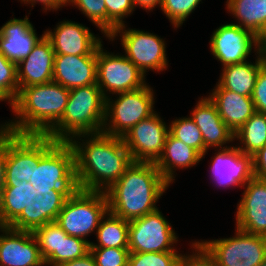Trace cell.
Instances as JSON below:
<instances>
[{"mask_svg": "<svg viewBox=\"0 0 266 266\" xmlns=\"http://www.w3.org/2000/svg\"><path fill=\"white\" fill-rule=\"evenodd\" d=\"M169 125V133L186 145L196 149L204 157V141L199 128L191 117L175 119Z\"/></svg>", "mask_w": 266, "mask_h": 266, "instance_id": "31", "label": "cell"}, {"mask_svg": "<svg viewBox=\"0 0 266 266\" xmlns=\"http://www.w3.org/2000/svg\"><path fill=\"white\" fill-rule=\"evenodd\" d=\"M169 183L155 163L135 162L105 191L112 214L131 221L156 211V202Z\"/></svg>", "mask_w": 266, "mask_h": 266, "instance_id": "2", "label": "cell"}, {"mask_svg": "<svg viewBox=\"0 0 266 266\" xmlns=\"http://www.w3.org/2000/svg\"><path fill=\"white\" fill-rule=\"evenodd\" d=\"M33 186L27 181L3 183L0 189V214L4 226H10L25 207L35 203L37 196Z\"/></svg>", "mask_w": 266, "mask_h": 266, "instance_id": "27", "label": "cell"}, {"mask_svg": "<svg viewBox=\"0 0 266 266\" xmlns=\"http://www.w3.org/2000/svg\"><path fill=\"white\" fill-rule=\"evenodd\" d=\"M254 177L266 179V145L253 155Z\"/></svg>", "mask_w": 266, "mask_h": 266, "instance_id": "42", "label": "cell"}, {"mask_svg": "<svg viewBox=\"0 0 266 266\" xmlns=\"http://www.w3.org/2000/svg\"><path fill=\"white\" fill-rule=\"evenodd\" d=\"M54 57L52 43L44 35L33 47L32 52L17 64L19 90L52 82Z\"/></svg>", "mask_w": 266, "mask_h": 266, "instance_id": "21", "label": "cell"}, {"mask_svg": "<svg viewBox=\"0 0 266 266\" xmlns=\"http://www.w3.org/2000/svg\"><path fill=\"white\" fill-rule=\"evenodd\" d=\"M4 160H5V130L3 128H0V189L3 186Z\"/></svg>", "mask_w": 266, "mask_h": 266, "instance_id": "45", "label": "cell"}, {"mask_svg": "<svg viewBox=\"0 0 266 266\" xmlns=\"http://www.w3.org/2000/svg\"><path fill=\"white\" fill-rule=\"evenodd\" d=\"M118 95L119 97L113 103L110 98L105 99V119L102 132L122 138L133 126L155 113L153 110L155 101L153 90L148 85Z\"/></svg>", "mask_w": 266, "mask_h": 266, "instance_id": "8", "label": "cell"}, {"mask_svg": "<svg viewBox=\"0 0 266 266\" xmlns=\"http://www.w3.org/2000/svg\"><path fill=\"white\" fill-rule=\"evenodd\" d=\"M0 231V266H45L38 242L32 231L9 226Z\"/></svg>", "mask_w": 266, "mask_h": 266, "instance_id": "16", "label": "cell"}, {"mask_svg": "<svg viewBox=\"0 0 266 266\" xmlns=\"http://www.w3.org/2000/svg\"><path fill=\"white\" fill-rule=\"evenodd\" d=\"M107 7V37L119 26L124 25L123 18L135 8L133 0H105ZM125 16V17H124Z\"/></svg>", "mask_w": 266, "mask_h": 266, "instance_id": "37", "label": "cell"}, {"mask_svg": "<svg viewBox=\"0 0 266 266\" xmlns=\"http://www.w3.org/2000/svg\"><path fill=\"white\" fill-rule=\"evenodd\" d=\"M177 238L173 228L158 209L129 221L130 253L177 252L171 247L178 241Z\"/></svg>", "mask_w": 266, "mask_h": 266, "instance_id": "10", "label": "cell"}, {"mask_svg": "<svg viewBox=\"0 0 266 266\" xmlns=\"http://www.w3.org/2000/svg\"><path fill=\"white\" fill-rule=\"evenodd\" d=\"M201 0H162L161 9L173 26L179 27Z\"/></svg>", "mask_w": 266, "mask_h": 266, "instance_id": "35", "label": "cell"}, {"mask_svg": "<svg viewBox=\"0 0 266 266\" xmlns=\"http://www.w3.org/2000/svg\"><path fill=\"white\" fill-rule=\"evenodd\" d=\"M227 9L243 29L261 39L266 31V0H227Z\"/></svg>", "mask_w": 266, "mask_h": 266, "instance_id": "28", "label": "cell"}, {"mask_svg": "<svg viewBox=\"0 0 266 266\" xmlns=\"http://www.w3.org/2000/svg\"><path fill=\"white\" fill-rule=\"evenodd\" d=\"M106 216L95 230L99 244L91 242L90 248H128L129 221L111 212H107Z\"/></svg>", "mask_w": 266, "mask_h": 266, "instance_id": "29", "label": "cell"}, {"mask_svg": "<svg viewBox=\"0 0 266 266\" xmlns=\"http://www.w3.org/2000/svg\"><path fill=\"white\" fill-rule=\"evenodd\" d=\"M145 75L126 57L97 49V85L105 99L106 92L119 94L144 87ZM106 89V90H105ZM106 91V92H105Z\"/></svg>", "mask_w": 266, "mask_h": 266, "instance_id": "12", "label": "cell"}, {"mask_svg": "<svg viewBox=\"0 0 266 266\" xmlns=\"http://www.w3.org/2000/svg\"><path fill=\"white\" fill-rule=\"evenodd\" d=\"M201 156L196 149L168 133L163 153L155 164L161 175L170 184L175 178L173 176L175 167L180 169L192 167L200 162Z\"/></svg>", "mask_w": 266, "mask_h": 266, "instance_id": "26", "label": "cell"}, {"mask_svg": "<svg viewBox=\"0 0 266 266\" xmlns=\"http://www.w3.org/2000/svg\"><path fill=\"white\" fill-rule=\"evenodd\" d=\"M252 46H255V51H261L260 39L232 23L220 26L210 39L211 51L223 67L247 61Z\"/></svg>", "mask_w": 266, "mask_h": 266, "instance_id": "15", "label": "cell"}, {"mask_svg": "<svg viewBox=\"0 0 266 266\" xmlns=\"http://www.w3.org/2000/svg\"><path fill=\"white\" fill-rule=\"evenodd\" d=\"M96 266H127L128 248H90Z\"/></svg>", "mask_w": 266, "mask_h": 266, "instance_id": "38", "label": "cell"}, {"mask_svg": "<svg viewBox=\"0 0 266 266\" xmlns=\"http://www.w3.org/2000/svg\"><path fill=\"white\" fill-rule=\"evenodd\" d=\"M169 127L157 113L141 120L122 137L133 161L156 163L161 157Z\"/></svg>", "mask_w": 266, "mask_h": 266, "instance_id": "14", "label": "cell"}, {"mask_svg": "<svg viewBox=\"0 0 266 266\" xmlns=\"http://www.w3.org/2000/svg\"><path fill=\"white\" fill-rule=\"evenodd\" d=\"M257 54L254 64L245 61L225 66L216 87L251 97L260 68L266 63V52L261 50Z\"/></svg>", "mask_w": 266, "mask_h": 266, "instance_id": "25", "label": "cell"}, {"mask_svg": "<svg viewBox=\"0 0 266 266\" xmlns=\"http://www.w3.org/2000/svg\"><path fill=\"white\" fill-rule=\"evenodd\" d=\"M58 266H96V262L94 256L89 251L87 254L78 259L62 263Z\"/></svg>", "mask_w": 266, "mask_h": 266, "instance_id": "43", "label": "cell"}, {"mask_svg": "<svg viewBox=\"0 0 266 266\" xmlns=\"http://www.w3.org/2000/svg\"><path fill=\"white\" fill-rule=\"evenodd\" d=\"M211 170L218 185L244 187L254 177L253 156L244 154L238 147L225 146L214 156Z\"/></svg>", "mask_w": 266, "mask_h": 266, "instance_id": "19", "label": "cell"}, {"mask_svg": "<svg viewBox=\"0 0 266 266\" xmlns=\"http://www.w3.org/2000/svg\"><path fill=\"white\" fill-rule=\"evenodd\" d=\"M69 94L53 81L21 88L12 108L19 120L1 128L14 134L45 135L62 118Z\"/></svg>", "mask_w": 266, "mask_h": 266, "instance_id": "3", "label": "cell"}, {"mask_svg": "<svg viewBox=\"0 0 266 266\" xmlns=\"http://www.w3.org/2000/svg\"><path fill=\"white\" fill-rule=\"evenodd\" d=\"M44 35L37 37L27 16L24 19L13 18L0 28V53L18 64L32 52Z\"/></svg>", "mask_w": 266, "mask_h": 266, "instance_id": "22", "label": "cell"}, {"mask_svg": "<svg viewBox=\"0 0 266 266\" xmlns=\"http://www.w3.org/2000/svg\"><path fill=\"white\" fill-rule=\"evenodd\" d=\"M0 90L13 103L19 93L17 64L0 53Z\"/></svg>", "mask_w": 266, "mask_h": 266, "instance_id": "36", "label": "cell"}, {"mask_svg": "<svg viewBox=\"0 0 266 266\" xmlns=\"http://www.w3.org/2000/svg\"><path fill=\"white\" fill-rule=\"evenodd\" d=\"M118 33H122L121 44L126 52L125 56L145 76L149 69L157 72L167 69L166 47L159 36L136 29L125 30V25H122L112 32L110 40L113 41Z\"/></svg>", "mask_w": 266, "mask_h": 266, "instance_id": "11", "label": "cell"}, {"mask_svg": "<svg viewBox=\"0 0 266 266\" xmlns=\"http://www.w3.org/2000/svg\"><path fill=\"white\" fill-rule=\"evenodd\" d=\"M258 266H266V259L263 260Z\"/></svg>", "mask_w": 266, "mask_h": 266, "instance_id": "50", "label": "cell"}, {"mask_svg": "<svg viewBox=\"0 0 266 266\" xmlns=\"http://www.w3.org/2000/svg\"><path fill=\"white\" fill-rule=\"evenodd\" d=\"M33 234L45 265L58 266L90 251V241L68 235L55 221L37 227Z\"/></svg>", "mask_w": 266, "mask_h": 266, "instance_id": "13", "label": "cell"}, {"mask_svg": "<svg viewBox=\"0 0 266 266\" xmlns=\"http://www.w3.org/2000/svg\"><path fill=\"white\" fill-rule=\"evenodd\" d=\"M236 228L266 236V179L253 177L246 184L237 208Z\"/></svg>", "mask_w": 266, "mask_h": 266, "instance_id": "17", "label": "cell"}, {"mask_svg": "<svg viewBox=\"0 0 266 266\" xmlns=\"http://www.w3.org/2000/svg\"><path fill=\"white\" fill-rule=\"evenodd\" d=\"M243 143L238 147L244 154L254 155L266 145V114L255 112L234 134Z\"/></svg>", "mask_w": 266, "mask_h": 266, "instance_id": "30", "label": "cell"}, {"mask_svg": "<svg viewBox=\"0 0 266 266\" xmlns=\"http://www.w3.org/2000/svg\"><path fill=\"white\" fill-rule=\"evenodd\" d=\"M260 47H261V50L266 52V31L260 39Z\"/></svg>", "mask_w": 266, "mask_h": 266, "instance_id": "47", "label": "cell"}, {"mask_svg": "<svg viewBox=\"0 0 266 266\" xmlns=\"http://www.w3.org/2000/svg\"><path fill=\"white\" fill-rule=\"evenodd\" d=\"M191 119L199 128L204 141V156L210 147H220L227 142H232L234 133L223 122L216 105L209 99V97L202 98L198 101L196 107L193 109Z\"/></svg>", "mask_w": 266, "mask_h": 266, "instance_id": "23", "label": "cell"}, {"mask_svg": "<svg viewBox=\"0 0 266 266\" xmlns=\"http://www.w3.org/2000/svg\"><path fill=\"white\" fill-rule=\"evenodd\" d=\"M29 183L40 195L76 192L79 187L72 146L68 142L58 141L34 166Z\"/></svg>", "mask_w": 266, "mask_h": 266, "instance_id": "5", "label": "cell"}, {"mask_svg": "<svg viewBox=\"0 0 266 266\" xmlns=\"http://www.w3.org/2000/svg\"><path fill=\"white\" fill-rule=\"evenodd\" d=\"M178 252L129 253L127 266H177Z\"/></svg>", "mask_w": 266, "mask_h": 266, "instance_id": "33", "label": "cell"}, {"mask_svg": "<svg viewBox=\"0 0 266 266\" xmlns=\"http://www.w3.org/2000/svg\"><path fill=\"white\" fill-rule=\"evenodd\" d=\"M35 203L25 207L21 215L9 226L15 230L34 231L39 227L38 198H34Z\"/></svg>", "mask_w": 266, "mask_h": 266, "instance_id": "39", "label": "cell"}, {"mask_svg": "<svg viewBox=\"0 0 266 266\" xmlns=\"http://www.w3.org/2000/svg\"><path fill=\"white\" fill-rule=\"evenodd\" d=\"M235 237L200 242L217 266H258L266 259V236L236 228Z\"/></svg>", "mask_w": 266, "mask_h": 266, "instance_id": "9", "label": "cell"}, {"mask_svg": "<svg viewBox=\"0 0 266 266\" xmlns=\"http://www.w3.org/2000/svg\"><path fill=\"white\" fill-rule=\"evenodd\" d=\"M73 193H46L37 194L39 208V227L54 222L62 210L65 201Z\"/></svg>", "mask_w": 266, "mask_h": 266, "instance_id": "32", "label": "cell"}, {"mask_svg": "<svg viewBox=\"0 0 266 266\" xmlns=\"http://www.w3.org/2000/svg\"><path fill=\"white\" fill-rule=\"evenodd\" d=\"M56 26L54 32H44L52 43L55 55H97L102 42L88 27L68 20Z\"/></svg>", "mask_w": 266, "mask_h": 266, "instance_id": "18", "label": "cell"}, {"mask_svg": "<svg viewBox=\"0 0 266 266\" xmlns=\"http://www.w3.org/2000/svg\"><path fill=\"white\" fill-rule=\"evenodd\" d=\"M8 100L10 102L11 108H13V103L10 99L0 90V101Z\"/></svg>", "mask_w": 266, "mask_h": 266, "instance_id": "48", "label": "cell"}, {"mask_svg": "<svg viewBox=\"0 0 266 266\" xmlns=\"http://www.w3.org/2000/svg\"><path fill=\"white\" fill-rule=\"evenodd\" d=\"M192 244L195 252H198L190 256L181 255L177 266H217L214 257L199 241Z\"/></svg>", "mask_w": 266, "mask_h": 266, "instance_id": "40", "label": "cell"}, {"mask_svg": "<svg viewBox=\"0 0 266 266\" xmlns=\"http://www.w3.org/2000/svg\"><path fill=\"white\" fill-rule=\"evenodd\" d=\"M21 1H24V3H32V7L34 6L33 4L36 3V2H40V3H43L44 5V9L45 11L46 10H57L58 8L60 7H63L65 4L68 3V0H21Z\"/></svg>", "mask_w": 266, "mask_h": 266, "instance_id": "44", "label": "cell"}, {"mask_svg": "<svg viewBox=\"0 0 266 266\" xmlns=\"http://www.w3.org/2000/svg\"><path fill=\"white\" fill-rule=\"evenodd\" d=\"M109 212L105 192L78 189L58 213L56 223L70 236L86 240Z\"/></svg>", "mask_w": 266, "mask_h": 266, "instance_id": "7", "label": "cell"}, {"mask_svg": "<svg viewBox=\"0 0 266 266\" xmlns=\"http://www.w3.org/2000/svg\"><path fill=\"white\" fill-rule=\"evenodd\" d=\"M57 142L47 135L14 134L5 130L3 183L29 182L34 166Z\"/></svg>", "mask_w": 266, "mask_h": 266, "instance_id": "6", "label": "cell"}, {"mask_svg": "<svg viewBox=\"0 0 266 266\" xmlns=\"http://www.w3.org/2000/svg\"><path fill=\"white\" fill-rule=\"evenodd\" d=\"M251 98L255 110L266 114V63L260 68Z\"/></svg>", "mask_w": 266, "mask_h": 266, "instance_id": "41", "label": "cell"}, {"mask_svg": "<svg viewBox=\"0 0 266 266\" xmlns=\"http://www.w3.org/2000/svg\"><path fill=\"white\" fill-rule=\"evenodd\" d=\"M53 82L68 90L97 84V55H55Z\"/></svg>", "mask_w": 266, "mask_h": 266, "instance_id": "20", "label": "cell"}, {"mask_svg": "<svg viewBox=\"0 0 266 266\" xmlns=\"http://www.w3.org/2000/svg\"><path fill=\"white\" fill-rule=\"evenodd\" d=\"M76 136L88 138L83 144L75 138L68 141L75 154V174L79 189L107 191L133 162L123 139L104 132Z\"/></svg>", "mask_w": 266, "mask_h": 266, "instance_id": "1", "label": "cell"}, {"mask_svg": "<svg viewBox=\"0 0 266 266\" xmlns=\"http://www.w3.org/2000/svg\"><path fill=\"white\" fill-rule=\"evenodd\" d=\"M209 99L216 105L223 122L235 134L242 125L256 112L252 98L216 87Z\"/></svg>", "mask_w": 266, "mask_h": 266, "instance_id": "24", "label": "cell"}, {"mask_svg": "<svg viewBox=\"0 0 266 266\" xmlns=\"http://www.w3.org/2000/svg\"><path fill=\"white\" fill-rule=\"evenodd\" d=\"M133 2L135 6L140 5L141 8L150 11L157 6V4L161 6L162 0H133Z\"/></svg>", "mask_w": 266, "mask_h": 266, "instance_id": "46", "label": "cell"}, {"mask_svg": "<svg viewBox=\"0 0 266 266\" xmlns=\"http://www.w3.org/2000/svg\"><path fill=\"white\" fill-rule=\"evenodd\" d=\"M3 227H5V226H4L3 222H2V218H1V214H0V230H1Z\"/></svg>", "mask_w": 266, "mask_h": 266, "instance_id": "49", "label": "cell"}, {"mask_svg": "<svg viewBox=\"0 0 266 266\" xmlns=\"http://www.w3.org/2000/svg\"><path fill=\"white\" fill-rule=\"evenodd\" d=\"M105 119V97L97 84L70 90L62 118L45 134L68 142L79 134L100 133Z\"/></svg>", "mask_w": 266, "mask_h": 266, "instance_id": "4", "label": "cell"}, {"mask_svg": "<svg viewBox=\"0 0 266 266\" xmlns=\"http://www.w3.org/2000/svg\"><path fill=\"white\" fill-rule=\"evenodd\" d=\"M74 6L79 7L85 16L101 29L102 33L107 36V7L105 0H68Z\"/></svg>", "mask_w": 266, "mask_h": 266, "instance_id": "34", "label": "cell"}]
</instances>
